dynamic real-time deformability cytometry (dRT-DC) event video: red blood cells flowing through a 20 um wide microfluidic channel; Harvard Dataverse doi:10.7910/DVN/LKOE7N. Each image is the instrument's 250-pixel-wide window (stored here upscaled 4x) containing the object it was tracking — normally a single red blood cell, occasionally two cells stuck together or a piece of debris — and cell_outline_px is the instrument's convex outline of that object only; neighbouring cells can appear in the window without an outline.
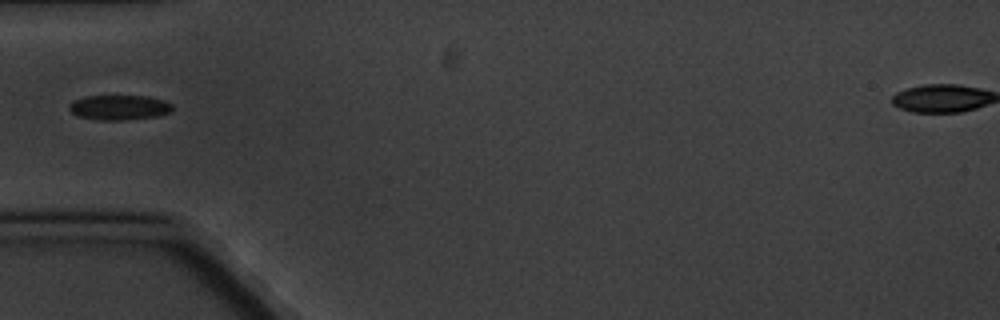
{"species": "common noctule bat (a hibernating species)", "species_latin": "Nyctalus noctula", "temperature_condition": "cold", "stored_images_in_passage": 8, "camera_frame_rate_fps": 3000, "um_per_image_px": 0.085, "animal": {"sex": "male", "body_mass_g": 20.1, "forearm_length_mm": 53.5}, "frame": {"image": 1, "passage_image": 1, "time_ms": 0.0, "image_size_px": [1000, 320], "cell_outline_px": [[172, 112], [156, 116], [124, 120], [100, 120], [76, 116], [68, 108], [68, 104], [72, 100], [84, 96], [148, 96], [164, 100], [172, 104]], "centroid_in_image_um": [10.1, 9.13], "position_along_channel_um": 74.9, "area_um2": 15.14}}
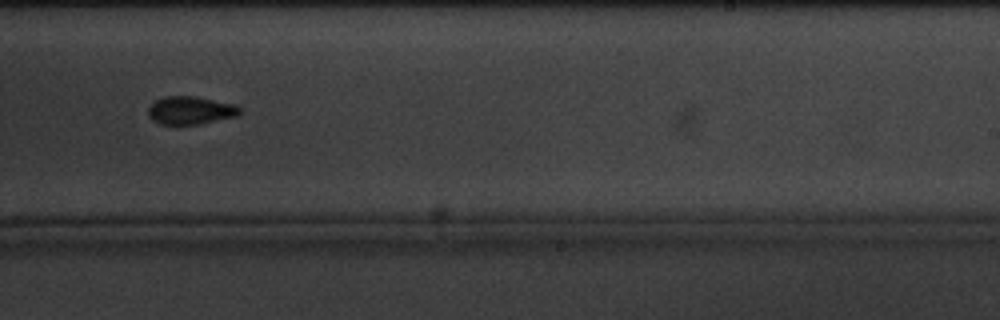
{"frame": {"image": 2, "passage_image": 6, "time_ms": 6.0, "image_size_px": [1000, 320], "cell_outline_px": [[240, 112], [236, 116], [196, 124], [160, 124], [152, 120], [148, 116], [148, 108], [156, 100], [164, 96], [196, 96], [236, 104], [240, 108]], "centroid_in_image_um": [16.17, 9.36], "position_along_channel_um": 272.8, "area_um2": 14.85}}